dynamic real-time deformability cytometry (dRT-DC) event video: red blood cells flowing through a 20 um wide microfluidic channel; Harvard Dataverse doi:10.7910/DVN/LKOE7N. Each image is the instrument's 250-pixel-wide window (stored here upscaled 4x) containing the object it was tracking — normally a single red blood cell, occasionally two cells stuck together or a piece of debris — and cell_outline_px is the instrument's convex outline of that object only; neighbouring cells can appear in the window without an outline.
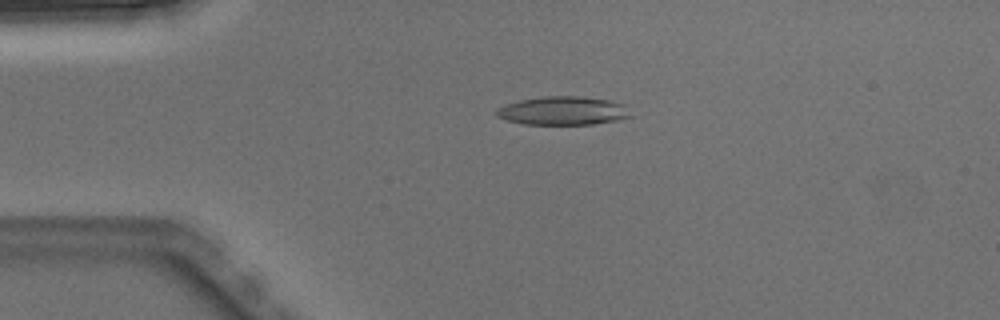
{"species": "Egyptian fruit bat (a non-hibernating species)", "species_latin": "Rousettus aegyptiacus", "temperature_condition": "warm", "stored_images_in_passage": 4, "camera_frame_rate_fps": 3000, "um_per_image_px": 0.085, "animal": {"sex": "male"}, "frame": {"image": 1, "passage_image": 3, "time_ms": 0.667, "image_size_px": [1000, 320], "cell_outline_px": [[632, 116], [616, 120], [592, 124], [524, 124], [508, 120], [496, 116], [496, 108], [520, 100], [544, 96], [580, 96], [608, 100], [624, 104]], "centroid_in_image_um": [47.85, 9.41], "position_along_channel_um": 37.1, "area_um2": 22.08}}